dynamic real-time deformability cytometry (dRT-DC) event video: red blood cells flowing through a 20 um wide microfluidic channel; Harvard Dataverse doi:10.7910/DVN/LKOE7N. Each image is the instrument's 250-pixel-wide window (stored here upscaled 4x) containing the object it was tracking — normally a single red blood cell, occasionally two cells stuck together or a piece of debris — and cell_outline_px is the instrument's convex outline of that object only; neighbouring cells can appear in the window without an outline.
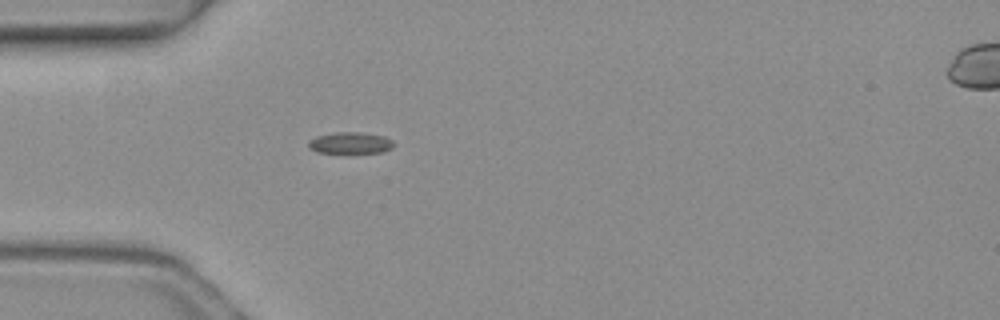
{"species": "common noctule bat (a hibernating species)", "species_latin": "Nyctalus noctula", "temperature_condition": "warm", "stored_images_in_passage": 4, "segment_of_instrument_passage": [1, 2], "camera_frame_rate_fps": 3000, "um_per_image_px": 0.085, "animal": {"sex": "female", "body_mass_g": 19.3, "forearm_length_mm": 54.1}, "frame": {"image": 1, "passage_image": 3, "time_ms": 0.667, "image_size_px": [1000, 320], "cell_outline_px": [[392, 148], [384, 152], [316, 152], [308, 148], [308, 140], [316, 136], [336, 132], [360, 132], [384, 136], [392, 140]], "centroid_in_image_um": [29.74, 12.14], "position_along_channel_um": 55.3, "area_um2": 10.58}}